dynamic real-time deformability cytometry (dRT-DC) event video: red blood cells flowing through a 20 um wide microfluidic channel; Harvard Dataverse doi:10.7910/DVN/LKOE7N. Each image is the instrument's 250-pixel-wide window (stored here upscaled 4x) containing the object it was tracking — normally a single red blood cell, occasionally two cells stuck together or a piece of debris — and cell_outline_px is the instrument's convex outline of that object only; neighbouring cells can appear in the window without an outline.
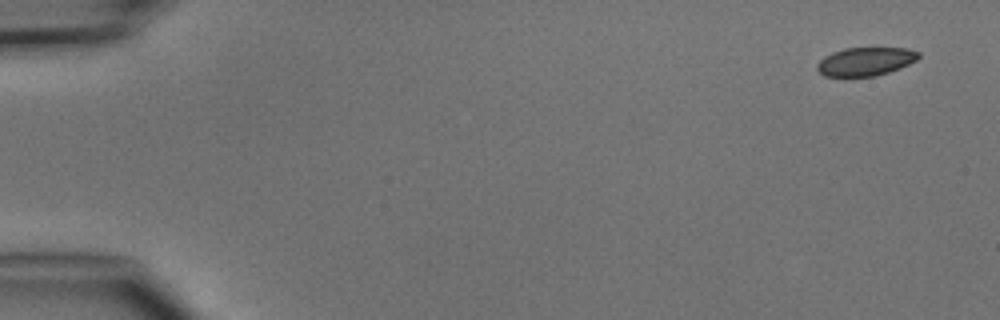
{"species": "common noctule bat (a hibernating species)", "species_latin": "Nyctalus noctula", "temperature_condition": "cold", "stored_images_in_passage": 6, "camera_frame_rate_fps": 3000, "um_per_image_px": 0.085, "animal": {"sex": "male", "body_mass_g": 15.6}, "frame": {"image": 1, "passage_image": 1, "time_ms": 0.0, "image_size_px": [1000, 320], "cell_outline_px": [[920, 56], [916, 60], [900, 68], [876, 76], [824, 76], [816, 68], [816, 64], [824, 56], [832, 52], [844, 48], [908, 48], [920, 52]], "centroid_in_image_um": [73.56, 5.22], "position_along_channel_um": 11.4, "area_um2": 16.82}}
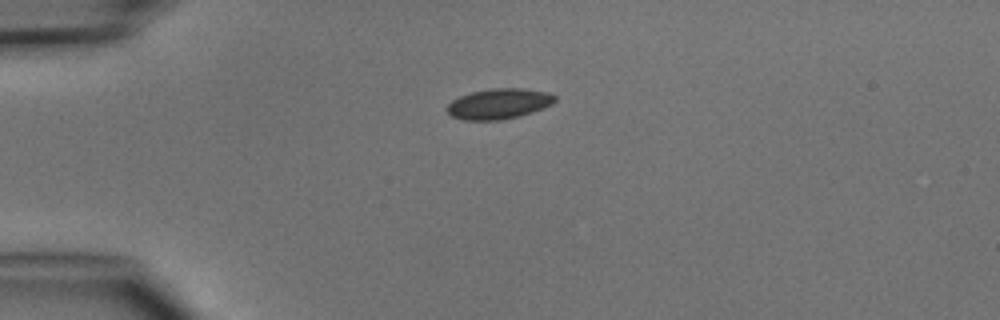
{"frame": {"image": 2, "passage_image": 4, "time_ms": 3.333, "image_size_px": [1000, 320], "cell_outline_px": [[556, 100], [552, 104], [532, 112], [520, 116], [500, 120], [460, 120], [452, 116], [448, 112], [448, 104], [452, 100], [460, 96], [472, 92], [492, 88], [520, 88], [548, 92], [556, 96]], "centroid_in_image_um": [42.41, 8.82], "position_along_channel_um": 42.6, "area_um2": 19.07}}